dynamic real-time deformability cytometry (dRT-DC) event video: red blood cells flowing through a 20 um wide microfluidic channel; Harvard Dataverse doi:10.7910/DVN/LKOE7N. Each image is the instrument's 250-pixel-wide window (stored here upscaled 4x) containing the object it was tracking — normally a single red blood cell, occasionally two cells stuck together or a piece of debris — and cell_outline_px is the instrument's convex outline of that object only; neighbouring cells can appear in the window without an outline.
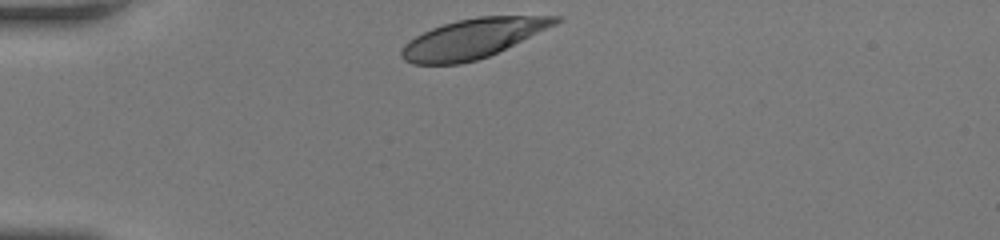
{"species": "human", "species_latin": "Homo sapiens", "temperature_condition": "room temperature", "stored_images_in_passage": 30, "camera_frame_rate_fps": 3000, "um_per_image_px": 0.085, "donor": {"sex": "female"}, "frame": {"image": 1, "passage_image": 1, "time_ms": 0.0, "image_size_px": [1000, 240], "cell_outline_px": [[564, 20], [556, 24], [488, 56], [476, 60], [460, 64], [412, 64], [404, 60], [400, 56], [400, 52], [404, 44], [408, 40], [432, 28], [456, 20], [480, 16], [564, 16]], "centroid_in_image_um": [40.16, 3.27], "position_along_channel_um": 44.8, "area_um2": 35.08}}
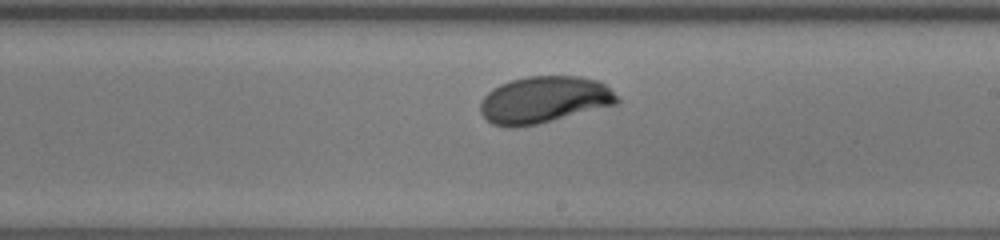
{"frame": {"image": 2, "passage_image": 18, "time_ms": 5.667, "image_size_px": [1000, 240], "cell_outline_px": [[620, 100], [616, 104], [536, 124], [512, 128], [492, 124], [480, 112], [480, 100], [492, 88], [500, 84], [512, 80], [528, 76], [580, 76], [600, 80], [620, 96]], "centroid_in_image_um": [46.26, 8.46], "position_along_channel_um": 242.7, "area_um2": 37.34}}
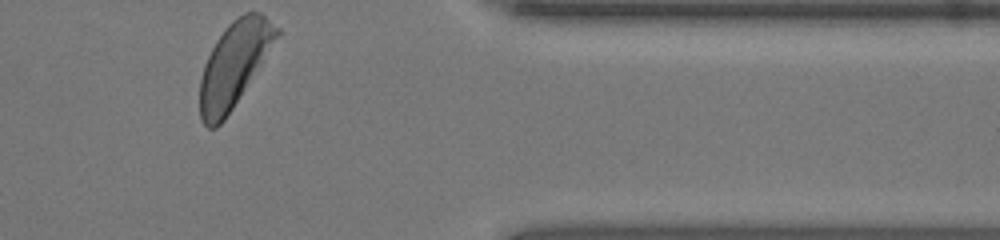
{"frame": {"image": 3, "passage_image": 30, "time_ms": 9.667, "image_size_px": [1000, 240], "cell_outline_px": [[280, 32], [232, 108], [224, 120], [216, 128], [208, 128], [200, 120], [200, 80], [204, 64], [216, 40], [228, 24], [232, 20], [244, 12], [260, 12], [280, 28]], "centroid_in_image_um": [19.86, 5.47], "position_along_channel_um": 391.5, "area_um2": 36.93}, "authors_computed_cell_mechanics": {"area_um2": 36.9631, "velocity_mm_per_s": 4.1257, "shape_relaxation_time_tau1_ms": 2.5467, "shape_relaxation_time_tau2_ms": null, "deformation_change_tau1": 0.1622, "deformation_change_tau2": null}}